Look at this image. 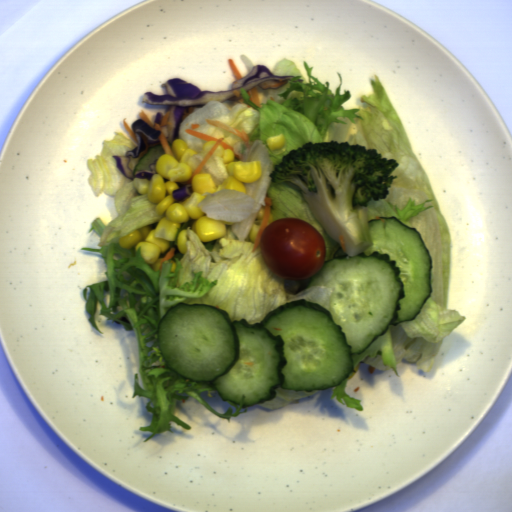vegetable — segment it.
<instances>
[{
    "instance_id": "1",
    "label": "vegetable",
    "mask_w": 512,
    "mask_h": 512,
    "mask_svg": "<svg viewBox=\"0 0 512 512\" xmlns=\"http://www.w3.org/2000/svg\"><path fill=\"white\" fill-rule=\"evenodd\" d=\"M307 80L297 63L282 58L271 66L278 76H293L279 88L257 90L260 106L250 100L248 90L240 88V97L232 96L224 101H210L203 105H191V114L182 118L178 137L189 149L200 153L206 140L187 132L191 124H200L193 131L223 138L232 147L234 161H260L261 176L258 180L242 183L246 193L233 189H221L209 193L197 206L207 218L225 224L226 234L211 242H202L192 229H187L186 251L178 250L180 231L192 227L180 222L169 248L160 253L163 258L174 247L172 263L162 262V268L154 270L146 262L142 248H123L119 238L146 225L156 228L166 216L156 212L158 203L149 201L148 193H140L134 180L126 178L117 168L113 156H125L137 145L124 131H114L110 140L101 143V152L85 160L90 174L87 183L94 196L103 192L113 195L117 215L106 225L101 218L91 221L88 234L99 236L100 249L82 247L81 250L99 252L105 261L107 280L99 281L82 290L86 301L85 313L94 330L102 334L97 322V304L101 302L99 315L109 321H117L124 329L133 330L137 338L138 373H134L132 399L145 397V409L152 413L149 426H139V431L153 432L144 443L158 433L174 434L171 421L185 430L192 427L174 415L179 399L192 397L211 413L231 422V416L247 412L240 404L222 400L212 381H196L185 378L167 368L161 355L159 322L169 308L182 302L188 305H211L227 312L230 321L244 319L248 324H261L269 312L290 301L305 299L321 304L329 311L333 290L314 285L298 291L304 279H284L271 272L259 246L252 251L255 242L250 231L260 224L258 211L266 206V198L272 200V221L281 218H301L316 228L325 244L324 262L345 256L341 242L335 241L317 221L301 188L293 182L272 183L270 173L275 163L283 162V155L306 142H349L367 149H376L381 157L395 159L399 164L393 172L392 184L385 199L371 200L367 204V223L381 216H396L407 226L418 229L433 259L431 277L433 291L415 319L389 324L361 354H351L355 373L349 374L339 386H335L330 400L363 411L362 399L350 397L346 392L361 362L374 368L391 371L400 377L397 364L405 359L415 362L419 370L429 373L446 336L463 324L467 317L460 311L448 309L451 277L452 241L445 215L430 179L416 156L409 133L392 103L378 74L368 77L372 94L360 96V102L369 106L342 104L353 98L348 89H342L344 80L340 73L335 91L327 80L322 83L313 76V67L303 60ZM341 90L343 93H341ZM221 120L237 130L244 129L249 137L250 148L241 138L214 127L205 120ZM284 133L285 145L270 150L267 136ZM103 335V334H102ZM401 378V377H400Z\"/></svg>"
},
{
    "instance_id": "2",
    "label": "vegetable",
    "mask_w": 512,
    "mask_h": 512,
    "mask_svg": "<svg viewBox=\"0 0 512 512\" xmlns=\"http://www.w3.org/2000/svg\"><path fill=\"white\" fill-rule=\"evenodd\" d=\"M274 391H275L276 395L273 399L263 401L260 403H256V404H258L259 406H261L269 411L276 410V409H282L297 400H300L302 398H305L311 394L318 392L319 390H314V391L290 390V389H285V388H282L279 386L276 389H274Z\"/></svg>"
},
{
    "instance_id": "3",
    "label": "vegetable",
    "mask_w": 512,
    "mask_h": 512,
    "mask_svg": "<svg viewBox=\"0 0 512 512\" xmlns=\"http://www.w3.org/2000/svg\"><path fill=\"white\" fill-rule=\"evenodd\" d=\"M208 173L216 185H223L225 178L229 177L227 167L220 156L210 155L199 170Z\"/></svg>"
},
{
    "instance_id": "4",
    "label": "vegetable",
    "mask_w": 512,
    "mask_h": 512,
    "mask_svg": "<svg viewBox=\"0 0 512 512\" xmlns=\"http://www.w3.org/2000/svg\"><path fill=\"white\" fill-rule=\"evenodd\" d=\"M164 150L161 145L149 146L148 150L142 157H129L128 166L131 169L133 176L135 175V171L139 170H151L149 164L152 163L155 159H158L161 154H164Z\"/></svg>"
},
{
    "instance_id": "5",
    "label": "vegetable",
    "mask_w": 512,
    "mask_h": 512,
    "mask_svg": "<svg viewBox=\"0 0 512 512\" xmlns=\"http://www.w3.org/2000/svg\"><path fill=\"white\" fill-rule=\"evenodd\" d=\"M207 154L195 153L190 155L189 153L185 155V159L187 163L190 165L192 169H196L198 165L202 162Z\"/></svg>"
}]
</instances>
